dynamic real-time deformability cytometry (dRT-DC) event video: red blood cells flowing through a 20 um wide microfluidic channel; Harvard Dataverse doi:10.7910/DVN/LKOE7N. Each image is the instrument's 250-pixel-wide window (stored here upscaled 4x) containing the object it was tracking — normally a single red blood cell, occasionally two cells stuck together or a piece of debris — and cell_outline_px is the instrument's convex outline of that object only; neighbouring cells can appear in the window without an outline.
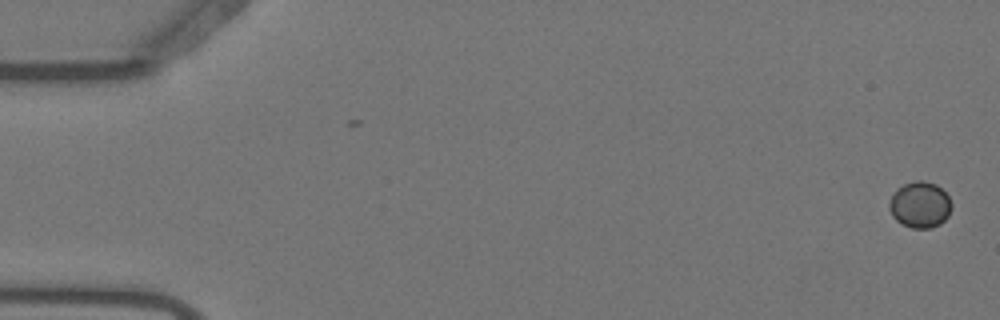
{"species": "Egyptian fruit bat (a non-hibernating species)", "species_latin": "Rousettus aegyptiacus", "temperature_condition": "warm", "stored_images_in_passage": 52, "camera_frame_rate_fps": 3000, "um_per_image_px": 0.085, "animal": {"sex": "female"}, "frame": {"image": 1, "passage_image": 2, "time_ms": 0.333, "image_size_px": [1000, 320], "cell_outline_px": [[952, 208], [948, 216], [940, 224], [928, 228], [912, 228], [896, 220], [892, 216], [888, 208], [888, 204], [896, 188], [904, 184], [916, 180], [924, 180], [936, 184], [948, 196], [952, 204]], "centroid_in_image_um": [78.19, 17.39], "position_along_channel_um": 6.8, "area_um2": 16.82}}
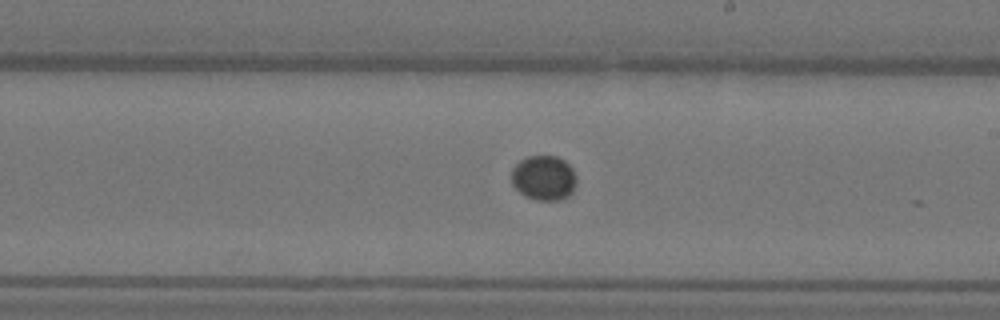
{"frame": {"image": 2, "passage_image": 33, "time_ms": 10.667, "image_size_px": [1000, 320], "cell_outline_px": [[576, 184], [572, 192], [568, 196], [560, 200], [536, 200], [524, 196], [512, 184], [512, 168], [520, 160], [528, 156], [556, 156], [564, 160], [572, 168], [576, 176]], "centroid_in_image_um": [46.23, 15.12], "position_along_channel_um": 242.8, "area_um2": 17.05}}
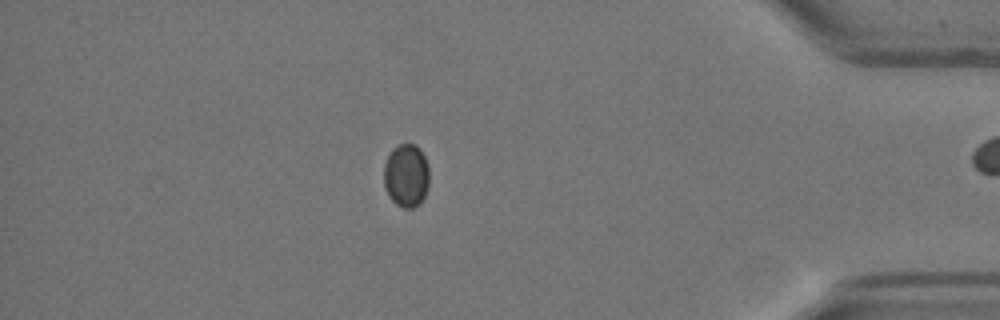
{"frame": {"image": 3, "passage_image": 49, "time_ms": 16.0, "image_size_px": [1000, 320], "cell_outline_px": [[428, 188], [420, 204], [412, 208], [404, 208], [396, 204], [388, 196], [384, 184], [384, 164], [392, 148], [400, 144], [412, 144], [424, 156], [428, 168]], "centroid_in_image_um": [34.51, 14.95], "position_along_channel_um": 400.7, "area_um2": 16.59}}